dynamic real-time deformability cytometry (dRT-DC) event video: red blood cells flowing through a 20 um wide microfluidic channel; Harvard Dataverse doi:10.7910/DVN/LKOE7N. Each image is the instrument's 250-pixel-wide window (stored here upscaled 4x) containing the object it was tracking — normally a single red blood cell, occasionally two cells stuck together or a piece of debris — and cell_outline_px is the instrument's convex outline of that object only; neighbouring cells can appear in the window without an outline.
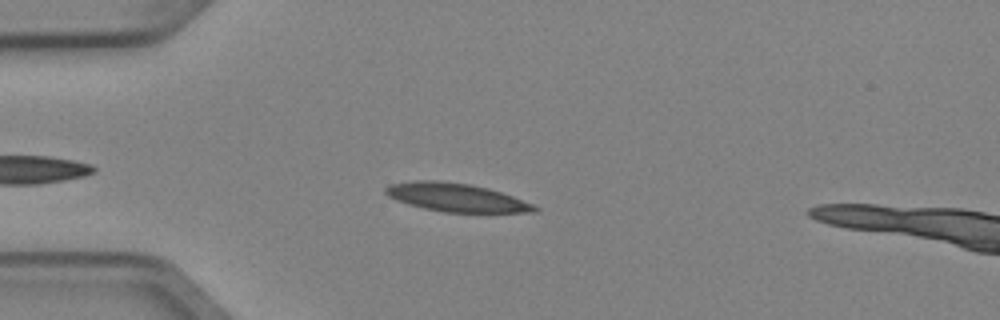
{"species": "Egyptian fruit bat (a non-hibernating species)", "species_latin": "Rousettus aegyptiacus", "temperature_condition": "cold", "stored_images_in_passage": 2, "camera_frame_rate_fps": 3000, "um_per_image_px": 0.085, "animal": {"sex": "female"}, "frame": {"image": 1, "passage_image": 2, "time_ms": 0.333, "image_size_px": [1000, 320], "cell_outline_px": [[540, 212], [444, 212], [424, 208], [408, 204], [396, 200], [388, 196], [384, 192], [384, 188], [392, 184], [416, 180], [440, 180], [468, 184], [488, 188], [512, 196], [532, 204], [540, 208]], "centroid_in_image_um": [38.77, 16.78], "position_along_channel_um": 46.2, "area_um2": 24.45}}